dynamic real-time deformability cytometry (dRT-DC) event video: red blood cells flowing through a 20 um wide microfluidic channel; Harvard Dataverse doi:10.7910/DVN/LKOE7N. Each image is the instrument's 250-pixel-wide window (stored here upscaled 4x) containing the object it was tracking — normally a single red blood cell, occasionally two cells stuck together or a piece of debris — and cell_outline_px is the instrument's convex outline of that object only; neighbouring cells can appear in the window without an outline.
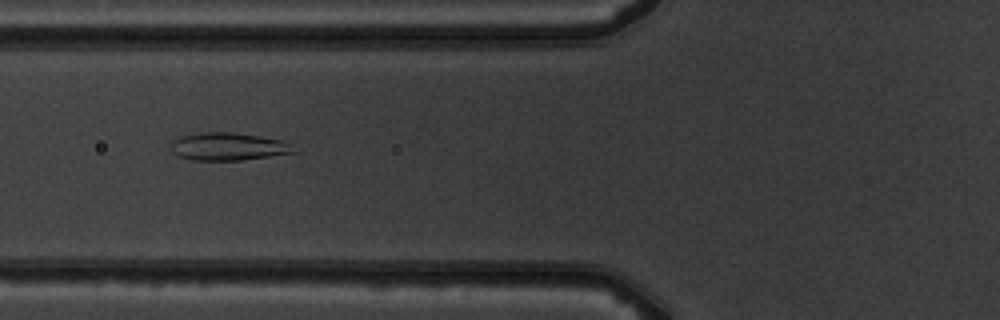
{"species": "common noctule bat (a hibernating species)", "species_latin": "Nyctalus noctula", "temperature_condition": "warm", "stored_images_in_passage": 5, "camera_frame_rate_fps": 3000, "um_per_image_px": 0.085, "animal": {"sex": "male", "body_mass_g": 19.5, "forearm_length_mm": 54.6}, "frame": {"image": 1, "passage_image": 3, "time_ms": 2.0, "image_size_px": [1000, 320], "cell_outline_px": [[296, 152], [244, 160], [192, 160], [176, 156], [172, 152], [172, 140], [180, 136], [200, 132], [232, 132], [284, 140]], "centroid_in_image_um": [19.34, 12.46], "position_along_channel_um": 106.5, "area_um2": 19.83}}